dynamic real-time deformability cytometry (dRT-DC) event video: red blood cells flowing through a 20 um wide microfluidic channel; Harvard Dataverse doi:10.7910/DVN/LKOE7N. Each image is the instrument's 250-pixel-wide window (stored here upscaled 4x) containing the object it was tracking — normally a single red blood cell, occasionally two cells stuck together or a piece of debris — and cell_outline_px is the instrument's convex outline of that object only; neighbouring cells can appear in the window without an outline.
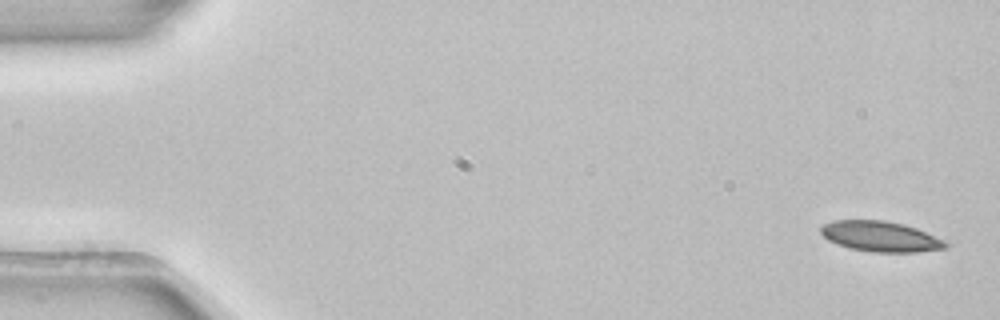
{"species": "common noctule bat (a hibernating species)", "species_latin": "Nyctalus noctula", "temperature_condition": "room temperature", "stored_images_in_passage": 4, "camera_frame_rate_fps": 3000, "um_per_image_px": 0.085, "animal": {"sex": "female", "body_mass_g": 22.7, "forearm_length_mm": 54.2}, "frame": {"image": 1, "passage_image": 1, "time_ms": 0.0, "image_size_px": [1000, 320], "cell_outline_px": [[952, 244], [948, 248], [920, 252], [872, 252], [848, 248], [836, 244], [828, 240], [820, 232], [820, 228], [824, 224], [832, 220], [884, 220], [904, 224], [916, 228], [944, 240]], "centroid_in_image_um": [74.86, 20.11], "position_along_channel_um": 10.1, "area_um2": 22.37}}